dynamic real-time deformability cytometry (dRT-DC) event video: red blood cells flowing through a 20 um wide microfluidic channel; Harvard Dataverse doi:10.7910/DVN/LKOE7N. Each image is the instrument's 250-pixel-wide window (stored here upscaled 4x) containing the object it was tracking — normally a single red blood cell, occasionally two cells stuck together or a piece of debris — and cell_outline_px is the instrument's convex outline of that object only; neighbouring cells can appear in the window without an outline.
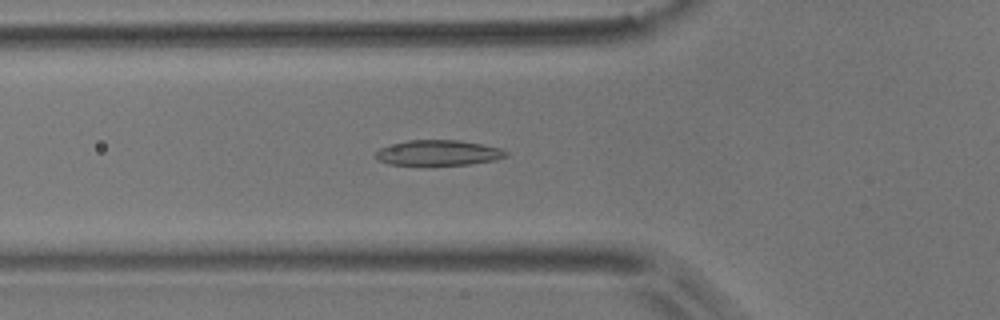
{"species": "common noctule bat (a hibernating species)", "species_latin": "Nyctalus noctula", "temperature_condition": "room temperature", "stored_images_in_passage": 53, "camera_frame_rate_fps": 3000, "um_per_image_px": 0.085, "animal": {"sex": "male", "body_mass_g": 17.9}, "frame": {"image": 1, "passage_image": 18, "time_ms": 5.667, "image_size_px": [1000, 320], "cell_outline_px": [[508, 156], [496, 160], [468, 164], [388, 164], [376, 160], [376, 152], [380, 148], [392, 144], [408, 140], [460, 140], [500, 148], [508, 152]], "centroid_in_image_um": [37.27, 12.98], "position_along_channel_um": 88.5, "area_um2": 19.02}}
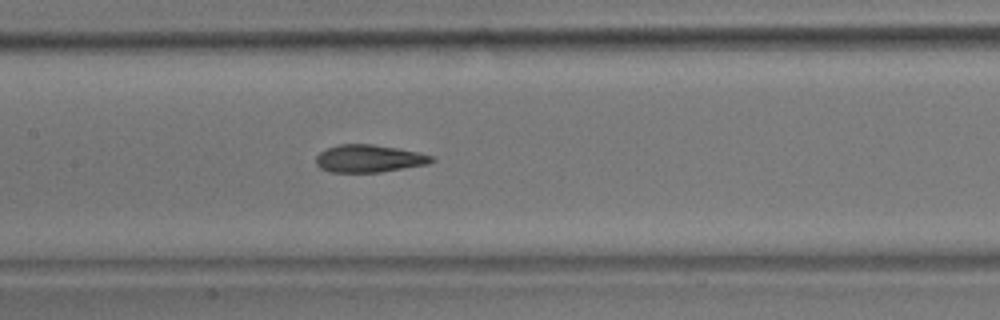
{"frame": {"image": 2, "passage_image": 25, "time_ms": 8.0, "image_size_px": [1000, 320], "cell_outline_px": [[436, 160], [428, 164], [380, 172], [328, 172], [320, 168], [316, 164], [316, 156], [320, 152], [328, 148], [340, 144], [372, 144], [396, 148], [416, 152], [432, 156]], "centroid_in_image_um": [31.34, 13.48], "position_along_channel_um": 176.1, "area_um2": 18.44}}
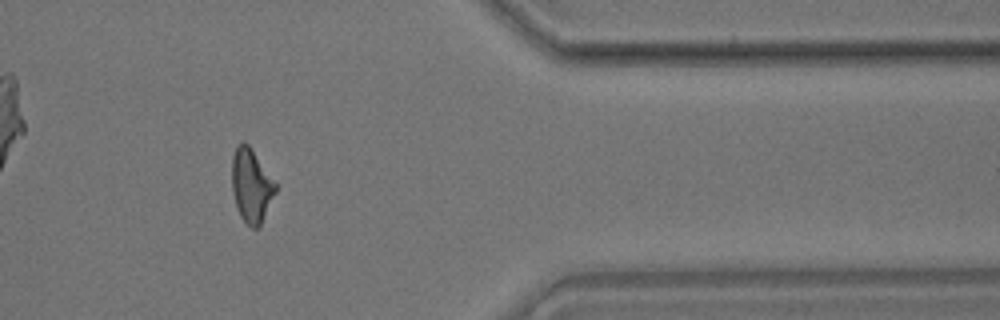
{"frame": {"image": 3, "passage_image": 44, "time_ms": 14.333, "image_size_px": [1000, 320], "cell_outline_px": [[276, 192], [260, 224], [256, 228], [252, 228], [240, 216], [232, 192], [232, 156], [236, 148], [244, 140], [248, 144], [276, 184]], "centroid_in_image_um": [21.34, 15.77], "position_along_channel_um": 390.1, "area_um2": 18.21}, "authors_computed_cell_mechanics": {"area_um2": 18.9006, "velocity_mm_per_s": 3.7144, "shape_relaxation_time_tau1_ms": 6.0058, "shape_relaxation_time_tau2_ms": 2.2911, "deformation_change_tau1": 0.1897, "deformation_change_tau2": 0.0996}}